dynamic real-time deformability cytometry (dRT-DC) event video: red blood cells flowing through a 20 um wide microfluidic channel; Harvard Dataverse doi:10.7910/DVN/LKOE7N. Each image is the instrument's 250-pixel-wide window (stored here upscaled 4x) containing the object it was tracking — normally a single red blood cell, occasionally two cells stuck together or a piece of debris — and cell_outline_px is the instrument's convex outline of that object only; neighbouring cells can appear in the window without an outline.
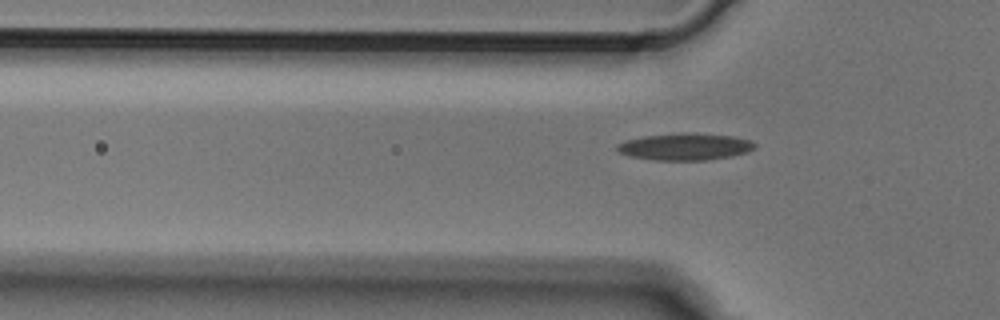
{"species": "Egyptian fruit bat (a non-hibernating species)", "species_latin": "Rousettus aegyptiacus", "temperature_condition": "cold", "stored_images_in_passage": 4, "camera_frame_rate_fps": 3000, "um_per_image_px": 0.085, "animal": {"sex": "male"}, "frame": {"image": 1, "passage_image": 3, "time_ms": 0.667, "image_size_px": [1000, 320], "cell_outline_px": [[756, 148], [748, 152], [732, 156], [708, 160], [652, 160], [628, 156], [620, 152], [616, 148], [616, 144], [628, 140], [644, 136], [684, 132], [688, 132], [732, 136], [752, 140], [756, 144]], "centroid_in_image_um": [58.26, 12.47], "position_along_channel_um": 67.5, "area_um2": 21.79}}
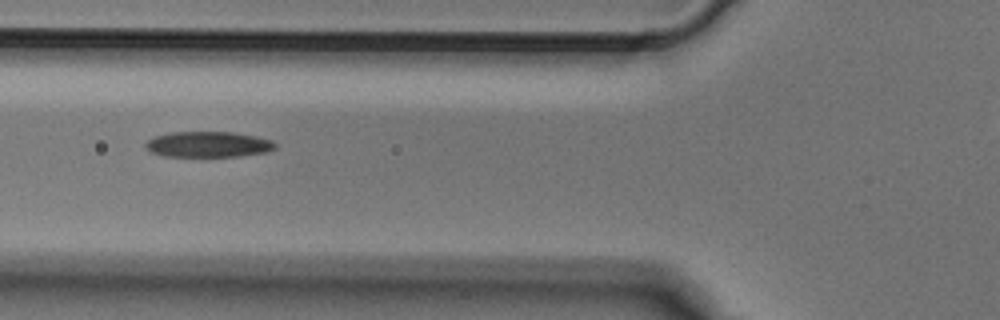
{"frame": {"image": 2, "passage_image": 4, "time_ms": 1.0, "image_size_px": [1000, 320], "cell_outline_px": [[276, 148], [268, 152], [240, 156], [160, 156], [144, 148], [144, 144], [148, 140], [156, 136], [172, 132], [232, 132], [256, 136], [272, 140], [276, 144]], "centroid_in_image_um": [17.71, 12.27], "position_along_channel_um": 108.1, "area_um2": 19.48}}